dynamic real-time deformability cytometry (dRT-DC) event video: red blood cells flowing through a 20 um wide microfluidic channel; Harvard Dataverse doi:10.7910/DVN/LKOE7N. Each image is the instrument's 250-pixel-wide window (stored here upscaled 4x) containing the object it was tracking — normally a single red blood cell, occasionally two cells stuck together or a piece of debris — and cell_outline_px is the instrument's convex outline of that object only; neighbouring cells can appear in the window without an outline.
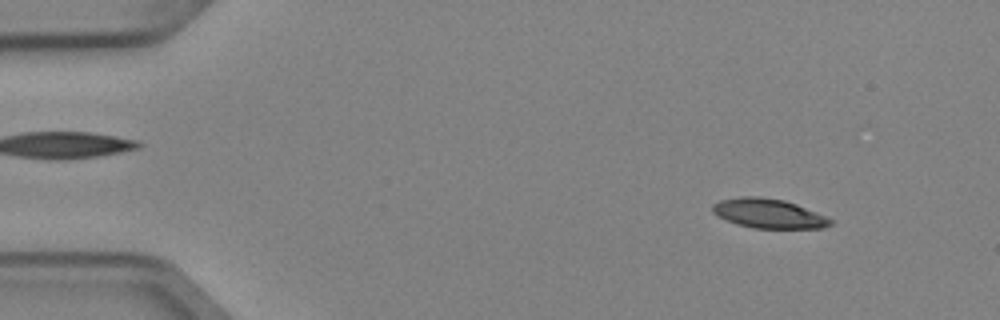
{"species": "Egyptian fruit bat (a non-hibernating species)", "species_latin": "Rousettus aegyptiacus", "temperature_condition": "cold", "stored_images_in_passage": 3, "camera_frame_rate_fps": 3000, "um_per_image_px": 0.085, "animal": {"sex": "female"}, "frame": {"image": 1, "passage_image": 1, "time_ms": 0.0, "image_size_px": [1000, 320], "cell_outline_px": [[832, 224], [824, 228], [752, 228], [736, 224], [712, 212], [712, 204], [720, 200], [740, 196], [756, 196], [784, 200], [796, 204], [824, 216], [832, 220]], "centroid_in_image_um": [65.3, 18.14], "position_along_channel_um": 19.7, "area_um2": 20.0}}